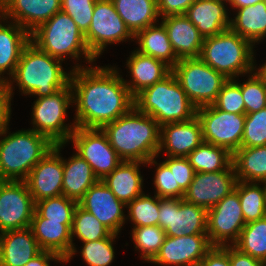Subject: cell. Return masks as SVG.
<instances>
[{
    "label": "cell",
    "instance_id": "6da1fadb",
    "mask_svg": "<svg viewBox=\"0 0 266 266\" xmlns=\"http://www.w3.org/2000/svg\"><path fill=\"white\" fill-rule=\"evenodd\" d=\"M75 63L70 85L73 105L76 104V127L102 129L134 107V97L116 65L92 67Z\"/></svg>",
    "mask_w": 266,
    "mask_h": 266
},
{
    "label": "cell",
    "instance_id": "7a4b0ae2",
    "mask_svg": "<svg viewBox=\"0 0 266 266\" xmlns=\"http://www.w3.org/2000/svg\"><path fill=\"white\" fill-rule=\"evenodd\" d=\"M110 145L122 161L148 162L157 157L160 146V125L133 107L129 112L106 124Z\"/></svg>",
    "mask_w": 266,
    "mask_h": 266
},
{
    "label": "cell",
    "instance_id": "3957f363",
    "mask_svg": "<svg viewBox=\"0 0 266 266\" xmlns=\"http://www.w3.org/2000/svg\"><path fill=\"white\" fill-rule=\"evenodd\" d=\"M62 60L40 50L31 41L24 47L13 76L6 82L11 92L17 84L21 94L51 96L70 84L72 69L64 71Z\"/></svg>",
    "mask_w": 266,
    "mask_h": 266
},
{
    "label": "cell",
    "instance_id": "277c9868",
    "mask_svg": "<svg viewBox=\"0 0 266 266\" xmlns=\"http://www.w3.org/2000/svg\"><path fill=\"white\" fill-rule=\"evenodd\" d=\"M8 130L0 133V180L25 181L54 144L31 127L12 133Z\"/></svg>",
    "mask_w": 266,
    "mask_h": 266
},
{
    "label": "cell",
    "instance_id": "5b68a950",
    "mask_svg": "<svg viewBox=\"0 0 266 266\" xmlns=\"http://www.w3.org/2000/svg\"><path fill=\"white\" fill-rule=\"evenodd\" d=\"M134 107L154 118L160 126L189 121L197 111L172 71L138 93L134 97Z\"/></svg>",
    "mask_w": 266,
    "mask_h": 266
},
{
    "label": "cell",
    "instance_id": "8992f818",
    "mask_svg": "<svg viewBox=\"0 0 266 266\" xmlns=\"http://www.w3.org/2000/svg\"><path fill=\"white\" fill-rule=\"evenodd\" d=\"M30 41L40 50L62 61L71 58L78 62L82 57L90 66L96 61L87 47L83 32L75 21L62 11L32 31Z\"/></svg>",
    "mask_w": 266,
    "mask_h": 266
},
{
    "label": "cell",
    "instance_id": "52a82bcc",
    "mask_svg": "<svg viewBox=\"0 0 266 266\" xmlns=\"http://www.w3.org/2000/svg\"><path fill=\"white\" fill-rule=\"evenodd\" d=\"M254 48L230 28L204 38L200 58L227 79L246 76L256 68Z\"/></svg>",
    "mask_w": 266,
    "mask_h": 266
},
{
    "label": "cell",
    "instance_id": "ba28073f",
    "mask_svg": "<svg viewBox=\"0 0 266 266\" xmlns=\"http://www.w3.org/2000/svg\"><path fill=\"white\" fill-rule=\"evenodd\" d=\"M33 103L32 130L46 136L53 144H68L76 129L74 121L68 125L65 123L67 110L70 105L73 107L71 85L51 96L39 97Z\"/></svg>",
    "mask_w": 266,
    "mask_h": 266
},
{
    "label": "cell",
    "instance_id": "9c48e42d",
    "mask_svg": "<svg viewBox=\"0 0 266 266\" xmlns=\"http://www.w3.org/2000/svg\"><path fill=\"white\" fill-rule=\"evenodd\" d=\"M172 72L196 108L213 105L228 80L200 57L179 60Z\"/></svg>",
    "mask_w": 266,
    "mask_h": 266
},
{
    "label": "cell",
    "instance_id": "30bf717a",
    "mask_svg": "<svg viewBox=\"0 0 266 266\" xmlns=\"http://www.w3.org/2000/svg\"><path fill=\"white\" fill-rule=\"evenodd\" d=\"M87 47L97 59L111 44L134 41V35L118 15L112 0H96L90 27L84 34Z\"/></svg>",
    "mask_w": 266,
    "mask_h": 266
},
{
    "label": "cell",
    "instance_id": "8fae6325",
    "mask_svg": "<svg viewBox=\"0 0 266 266\" xmlns=\"http://www.w3.org/2000/svg\"><path fill=\"white\" fill-rule=\"evenodd\" d=\"M203 142L226 148L231 154L241 147L245 114L225 112L214 104L197 108Z\"/></svg>",
    "mask_w": 266,
    "mask_h": 266
},
{
    "label": "cell",
    "instance_id": "7c38bea8",
    "mask_svg": "<svg viewBox=\"0 0 266 266\" xmlns=\"http://www.w3.org/2000/svg\"><path fill=\"white\" fill-rule=\"evenodd\" d=\"M208 210L184 199L159 198L158 226L166 236L207 234Z\"/></svg>",
    "mask_w": 266,
    "mask_h": 266
},
{
    "label": "cell",
    "instance_id": "4fadbf2b",
    "mask_svg": "<svg viewBox=\"0 0 266 266\" xmlns=\"http://www.w3.org/2000/svg\"><path fill=\"white\" fill-rule=\"evenodd\" d=\"M70 141L75 152L90 164L99 180H103L122 162L102 129L76 127Z\"/></svg>",
    "mask_w": 266,
    "mask_h": 266
},
{
    "label": "cell",
    "instance_id": "5bb4252c",
    "mask_svg": "<svg viewBox=\"0 0 266 266\" xmlns=\"http://www.w3.org/2000/svg\"><path fill=\"white\" fill-rule=\"evenodd\" d=\"M34 211L25 181L0 180V233L30 227Z\"/></svg>",
    "mask_w": 266,
    "mask_h": 266
},
{
    "label": "cell",
    "instance_id": "9a60e30c",
    "mask_svg": "<svg viewBox=\"0 0 266 266\" xmlns=\"http://www.w3.org/2000/svg\"><path fill=\"white\" fill-rule=\"evenodd\" d=\"M245 225L239 195L235 190L208 209L207 235L213 246L233 245Z\"/></svg>",
    "mask_w": 266,
    "mask_h": 266
},
{
    "label": "cell",
    "instance_id": "2e32d148",
    "mask_svg": "<svg viewBox=\"0 0 266 266\" xmlns=\"http://www.w3.org/2000/svg\"><path fill=\"white\" fill-rule=\"evenodd\" d=\"M236 182L232 163L222 171L195 173L183 199L208 210L229 195L234 190Z\"/></svg>",
    "mask_w": 266,
    "mask_h": 266
},
{
    "label": "cell",
    "instance_id": "e0dca14e",
    "mask_svg": "<svg viewBox=\"0 0 266 266\" xmlns=\"http://www.w3.org/2000/svg\"><path fill=\"white\" fill-rule=\"evenodd\" d=\"M64 146L65 144H54L25 180L35 203L63 194V157L60 152Z\"/></svg>",
    "mask_w": 266,
    "mask_h": 266
},
{
    "label": "cell",
    "instance_id": "ac0fdd59",
    "mask_svg": "<svg viewBox=\"0 0 266 266\" xmlns=\"http://www.w3.org/2000/svg\"><path fill=\"white\" fill-rule=\"evenodd\" d=\"M212 247L207 234L166 236L159 252L149 263L159 266H199Z\"/></svg>",
    "mask_w": 266,
    "mask_h": 266
},
{
    "label": "cell",
    "instance_id": "d6986e66",
    "mask_svg": "<svg viewBox=\"0 0 266 266\" xmlns=\"http://www.w3.org/2000/svg\"><path fill=\"white\" fill-rule=\"evenodd\" d=\"M78 205L93 214L112 233L119 235L126 223L123 211L126 205L118 200L102 180L87 190Z\"/></svg>",
    "mask_w": 266,
    "mask_h": 266
},
{
    "label": "cell",
    "instance_id": "ffe728a7",
    "mask_svg": "<svg viewBox=\"0 0 266 266\" xmlns=\"http://www.w3.org/2000/svg\"><path fill=\"white\" fill-rule=\"evenodd\" d=\"M202 142V126L197 116L186 122L166 123L160 126L157 157L164 151L165 156L187 157Z\"/></svg>",
    "mask_w": 266,
    "mask_h": 266
},
{
    "label": "cell",
    "instance_id": "44dd1931",
    "mask_svg": "<svg viewBox=\"0 0 266 266\" xmlns=\"http://www.w3.org/2000/svg\"><path fill=\"white\" fill-rule=\"evenodd\" d=\"M61 11V0H8L1 7V15L27 30L34 31Z\"/></svg>",
    "mask_w": 266,
    "mask_h": 266
},
{
    "label": "cell",
    "instance_id": "7402d4cb",
    "mask_svg": "<svg viewBox=\"0 0 266 266\" xmlns=\"http://www.w3.org/2000/svg\"><path fill=\"white\" fill-rule=\"evenodd\" d=\"M29 42L27 30L0 15V83H6L13 76L21 53Z\"/></svg>",
    "mask_w": 266,
    "mask_h": 266
},
{
    "label": "cell",
    "instance_id": "603a6c76",
    "mask_svg": "<svg viewBox=\"0 0 266 266\" xmlns=\"http://www.w3.org/2000/svg\"><path fill=\"white\" fill-rule=\"evenodd\" d=\"M72 221H48L36 210L30 228L43 251L59 254L64 260L72 250Z\"/></svg>",
    "mask_w": 266,
    "mask_h": 266
},
{
    "label": "cell",
    "instance_id": "cb8c5ba5",
    "mask_svg": "<svg viewBox=\"0 0 266 266\" xmlns=\"http://www.w3.org/2000/svg\"><path fill=\"white\" fill-rule=\"evenodd\" d=\"M42 251L30 227L0 233V266H24Z\"/></svg>",
    "mask_w": 266,
    "mask_h": 266
},
{
    "label": "cell",
    "instance_id": "d4e9b609",
    "mask_svg": "<svg viewBox=\"0 0 266 266\" xmlns=\"http://www.w3.org/2000/svg\"><path fill=\"white\" fill-rule=\"evenodd\" d=\"M126 68L129 69L130 81L124 79V83L133 97L162 80L172 71L164 61L144 55L135 49L126 60Z\"/></svg>",
    "mask_w": 266,
    "mask_h": 266
},
{
    "label": "cell",
    "instance_id": "484cf974",
    "mask_svg": "<svg viewBox=\"0 0 266 266\" xmlns=\"http://www.w3.org/2000/svg\"><path fill=\"white\" fill-rule=\"evenodd\" d=\"M227 4L221 0H195L185 16L204 38L215 36L230 28L231 12H228Z\"/></svg>",
    "mask_w": 266,
    "mask_h": 266
},
{
    "label": "cell",
    "instance_id": "4316f807",
    "mask_svg": "<svg viewBox=\"0 0 266 266\" xmlns=\"http://www.w3.org/2000/svg\"><path fill=\"white\" fill-rule=\"evenodd\" d=\"M170 43L178 60L198 58L204 37L185 15H171L161 18Z\"/></svg>",
    "mask_w": 266,
    "mask_h": 266
},
{
    "label": "cell",
    "instance_id": "83f0119b",
    "mask_svg": "<svg viewBox=\"0 0 266 266\" xmlns=\"http://www.w3.org/2000/svg\"><path fill=\"white\" fill-rule=\"evenodd\" d=\"M140 165L146 166V163L122 161L102 180L118 200L122 201L125 205L144 194V180L140 172V167H142Z\"/></svg>",
    "mask_w": 266,
    "mask_h": 266
},
{
    "label": "cell",
    "instance_id": "f1b7e54d",
    "mask_svg": "<svg viewBox=\"0 0 266 266\" xmlns=\"http://www.w3.org/2000/svg\"><path fill=\"white\" fill-rule=\"evenodd\" d=\"M68 159L63 158V195L77 203L87 190L99 179L95 176L90 164L77 153Z\"/></svg>",
    "mask_w": 266,
    "mask_h": 266
},
{
    "label": "cell",
    "instance_id": "f546056e",
    "mask_svg": "<svg viewBox=\"0 0 266 266\" xmlns=\"http://www.w3.org/2000/svg\"><path fill=\"white\" fill-rule=\"evenodd\" d=\"M135 40L139 45L136 51L162 60L171 68L179 61L170 43L167 30L161 21L136 33Z\"/></svg>",
    "mask_w": 266,
    "mask_h": 266
},
{
    "label": "cell",
    "instance_id": "4dcf8cb0",
    "mask_svg": "<svg viewBox=\"0 0 266 266\" xmlns=\"http://www.w3.org/2000/svg\"><path fill=\"white\" fill-rule=\"evenodd\" d=\"M230 18V29L248 40L253 46L266 38V4L262 1L235 9Z\"/></svg>",
    "mask_w": 266,
    "mask_h": 266
},
{
    "label": "cell",
    "instance_id": "1f68e13d",
    "mask_svg": "<svg viewBox=\"0 0 266 266\" xmlns=\"http://www.w3.org/2000/svg\"><path fill=\"white\" fill-rule=\"evenodd\" d=\"M112 2L133 35L159 22L157 0H112Z\"/></svg>",
    "mask_w": 266,
    "mask_h": 266
},
{
    "label": "cell",
    "instance_id": "d6a6232c",
    "mask_svg": "<svg viewBox=\"0 0 266 266\" xmlns=\"http://www.w3.org/2000/svg\"><path fill=\"white\" fill-rule=\"evenodd\" d=\"M237 181L266 183V145L240 147L232 154Z\"/></svg>",
    "mask_w": 266,
    "mask_h": 266
},
{
    "label": "cell",
    "instance_id": "836d02e7",
    "mask_svg": "<svg viewBox=\"0 0 266 266\" xmlns=\"http://www.w3.org/2000/svg\"><path fill=\"white\" fill-rule=\"evenodd\" d=\"M111 233L93 214L77 205L71 227L72 250L65 259V263L71 261L73 256L78 252L73 242L74 237L79 239V241L88 242L107 238Z\"/></svg>",
    "mask_w": 266,
    "mask_h": 266
},
{
    "label": "cell",
    "instance_id": "e575fe53",
    "mask_svg": "<svg viewBox=\"0 0 266 266\" xmlns=\"http://www.w3.org/2000/svg\"><path fill=\"white\" fill-rule=\"evenodd\" d=\"M234 190L246 224L266 217V183L237 181Z\"/></svg>",
    "mask_w": 266,
    "mask_h": 266
},
{
    "label": "cell",
    "instance_id": "d590c367",
    "mask_svg": "<svg viewBox=\"0 0 266 266\" xmlns=\"http://www.w3.org/2000/svg\"><path fill=\"white\" fill-rule=\"evenodd\" d=\"M187 159L195 173L218 172L232 163V154L224 147L202 142Z\"/></svg>",
    "mask_w": 266,
    "mask_h": 266
},
{
    "label": "cell",
    "instance_id": "8d00e7d4",
    "mask_svg": "<svg viewBox=\"0 0 266 266\" xmlns=\"http://www.w3.org/2000/svg\"><path fill=\"white\" fill-rule=\"evenodd\" d=\"M233 246L266 263V217L247 223Z\"/></svg>",
    "mask_w": 266,
    "mask_h": 266
},
{
    "label": "cell",
    "instance_id": "74e56055",
    "mask_svg": "<svg viewBox=\"0 0 266 266\" xmlns=\"http://www.w3.org/2000/svg\"><path fill=\"white\" fill-rule=\"evenodd\" d=\"M135 251L140 252V258L150 262L159 252L166 238L165 230L158 225L133 227L131 230Z\"/></svg>",
    "mask_w": 266,
    "mask_h": 266
},
{
    "label": "cell",
    "instance_id": "f35d334b",
    "mask_svg": "<svg viewBox=\"0 0 266 266\" xmlns=\"http://www.w3.org/2000/svg\"><path fill=\"white\" fill-rule=\"evenodd\" d=\"M128 208V209H127ZM126 221H132L133 227L158 225L159 197L142 194L126 205ZM129 218V219H128Z\"/></svg>",
    "mask_w": 266,
    "mask_h": 266
},
{
    "label": "cell",
    "instance_id": "ab89813d",
    "mask_svg": "<svg viewBox=\"0 0 266 266\" xmlns=\"http://www.w3.org/2000/svg\"><path fill=\"white\" fill-rule=\"evenodd\" d=\"M118 234L111 233L107 238L97 241L82 242L81 251L83 261L88 266H110L115 259L113 247Z\"/></svg>",
    "mask_w": 266,
    "mask_h": 266
},
{
    "label": "cell",
    "instance_id": "60d3db41",
    "mask_svg": "<svg viewBox=\"0 0 266 266\" xmlns=\"http://www.w3.org/2000/svg\"><path fill=\"white\" fill-rule=\"evenodd\" d=\"M78 203L63 194L35 203V210L48 221H73Z\"/></svg>",
    "mask_w": 266,
    "mask_h": 266
},
{
    "label": "cell",
    "instance_id": "b9f144b4",
    "mask_svg": "<svg viewBox=\"0 0 266 266\" xmlns=\"http://www.w3.org/2000/svg\"><path fill=\"white\" fill-rule=\"evenodd\" d=\"M241 93L245 103V112L250 114L266 107V82L255 69L241 83Z\"/></svg>",
    "mask_w": 266,
    "mask_h": 266
},
{
    "label": "cell",
    "instance_id": "7bdbcfd3",
    "mask_svg": "<svg viewBox=\"0 0 266 266\" xmlns=\"http://www.w3.org/2000/svg\"><path fill=\"white\" fill-rule=\"evenodd\" d=\"M167 158L158 163L157 157L151 158L146 162L149 166H157L154 174L155 194L159 198H176V186L174 178V157L166 156Z\"/></svg>",
    "mask_w": 266,
    "mask_h": 266
},
{
    "label": "cell",
    "instance_id": "ee69618b",
    "mask_svg": "<svg viewBox=\"0 0 266 266\" xmlns=\"http://www.w3.org/2000/svg\"><path fill=\"white\" fill-rule=\"evenodd\" d=\"M244 133L241 147H259L266 145V107L245 114Z\"/></svg>",
    "mask_w": 266,
    "mask_h": 266
},
{
    "label": "cell",
    "instance_id": "f6af8a7d",
    "mask_svg": "<svg viewBox=\"0 0 266 266\" xmlns=\"http://www.w3.org/2000/svg\"><path fill=\"white\" fill-rule=\"evenodd\" d=\"M237 79H228L218 94L214 105L225 112L246 114L245 103L241 93V82Z\"/></svg>",
    "mask_w": 266,
    "mask_h": 266
},
{
    "label": "cell",
    "instance_id": "bcb514c9",
    "mask_svg": "<svg viewBox=\"0 0 266 266\" xmlns=\"http://www.w3.org/2000/svg\"><path fill=\"white\" fill-rule=\"evenodd\" d=\"M96 0H61V11L69 15L85 34L91 24Z\"/></svg>",
    "mask_w": 266,
    "mask_h": 266
},
{
    "label": "cell",
    "instance_id": "7dc6e473",
    "mask_svg": "<svg viewBox=\"0 0 266 266\" xmlns=\"http://www.w3.org/2000/svg\"><path fill=\"white\" fill-rule=\"evenodd\" d=\"M195 171L187 157H174V178L176 198L183 199L185 191L193 181Z\"/></svg>",
    "mask_w": 266,
    "mask_h": 266
},
{
    "label": "cell",
    "instance_id": "c3c4849f",
    "mask_svg": "<svg viewBox=\"0 0 266 266\" xmlns=\"http://www.w3.org/2000/svg\"><path fill=\"white\" fill-rule=\"evenodd\" d=\"M195 0H157V10L160 18L171 15H185L187 9Z\"/></svg>",
    "mask_w": 266,
    "mask_h": 266
},
{
    "label": "cell",
    "instance_id": "681fc988",
    "mask_svg": "<svg viewBox=\"0 0 266 266\" xmlns=\"http://www.w3.org/2000/svg\"><path fill=\"white\" fill-rule=\"evenodd\" d=\"M199 266H231L229 245L213 246L200 261Z\"/></svg>",
    "mask_w": 266,
    "mask_h": 266
},
{
    "label": "cell",
    "instance_id": "f907efd6",
    "mask_svg": "<svg viewBox=\"0 0 266 266\" xmlns=\"http://www.w3.org/2000/svg\"><path fill=\"white\" fill-rule=\"evenodd\" d=\"M13 96L6 83H0V133L9 126Z\"/></svg>",
    "mask_w": 266,
    "mask_h": 266
},
{
    "label": "cell",
    "instance_id": "816d5d0a",
    "mask_svg": "<svg viewBox=\"0 0 266 266\" xmlns=\"http://www.w3.org/2000/svg\"><path fill=\"white\" fill-rule=\"evenodd\" d=\"M229 261L231 266H266L264 261L240 252L233 245H229Z\"/></svg>",
    "mask_w": 266,
    "mask_h": 266
},
{
    "label": "cell",
    "instance_id": "f5cc1de1",
    "mask_svg": "<svg viewBox=\"0 0 266 266\" xmlns=\"http://www.w3.org/2000/svg\"><path fill=\"white\" fill-rule=\"evenodd\" d=\"M52 261L55 263H65V260L59 254L51 251H42L24 266H51L50 263Z\"/></svg>",
    "mask_w": 266,
    "mask_h": 266
},
{
    "label": "cell",
    "instance_id": "db71d44e",
    "mask_svg": "<svg viewBox=\"0 0 266 266\" xmlns=\"http://www.w3.org/2000/svg\"><path fill=\"white\" fill-rule=\"evenodd\" d=\"M262 2V0H229L228 4L232 6V9L242 8L256 3Z\"/></svg>",
    "mask_w": 266,
    "mask_h": 266
},
{
    "label": "cell",
    "instance_id": "11a10c76",
    "mask_svg": "<svg viewBox=\"0 0 266 266\" xmlns=\"http://www.w3.org/2000/svg\"><path fill=\"white\" fill-rule=\"evenodd\" d=\"M255 69L258 70L257 72L263 77V79L266 82V62L259 68H257V65H256Z\"/></svg>",
    "mask_w": 266,
    "mask_h": 266
},
{
    "label": "cell",
    "instance_id": "9f6ffc18",
    "mask_svg": "<svg viewBox=\"0 0 266 266\" xmlns=\"http://www.w3.org/2000/svg\"><path fill=\"white\" fill-rule=\"evenodd\" d=\"M8 0H0V8L7 2Z\"/></svg>",
    "mask_w": 266,
    "mask_h": 266
}]
</instances>
